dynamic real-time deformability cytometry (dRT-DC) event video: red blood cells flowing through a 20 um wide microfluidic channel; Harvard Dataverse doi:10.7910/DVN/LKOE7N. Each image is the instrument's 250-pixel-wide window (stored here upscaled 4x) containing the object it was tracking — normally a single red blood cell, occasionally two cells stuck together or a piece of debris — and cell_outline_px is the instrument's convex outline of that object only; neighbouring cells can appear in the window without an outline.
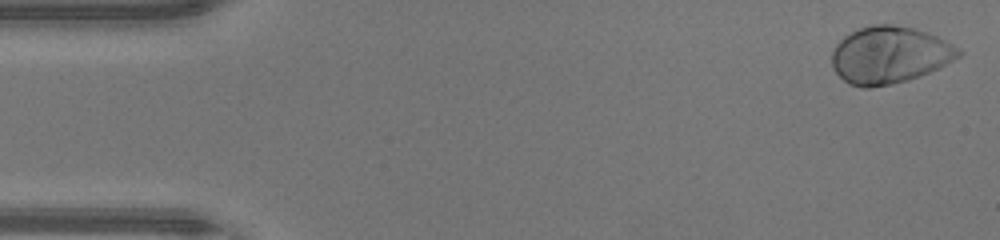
{"species": "human", "species_latin": "Homo sapiens", "temperature_condition": "warm", "stored_images_in_passage": 46, "camera_frame_rate_fps": 3000, "um_per_image_px": 0.085, "donor": {"sex": "male"}, "frame": {"image": 1, "passage_image": 1, "time_ms": 0.0, "image_size_px": [1000, 240], "cell_outline_px": [[964, 52], [960, 56], [928, 72], [908, 80], [892, 84], [868, 88], [864, 88], [848, 84], [832, 68], [832, 52], [836, 44], [844, 36], [860, 28], [872, 24], [892, 24], [912, 28], [928, 32], [952, 44]], "centroid_in_image_um": [75.58, 4.67], "position_along_channel_um": 9.4, "area_um2": 41.91}}
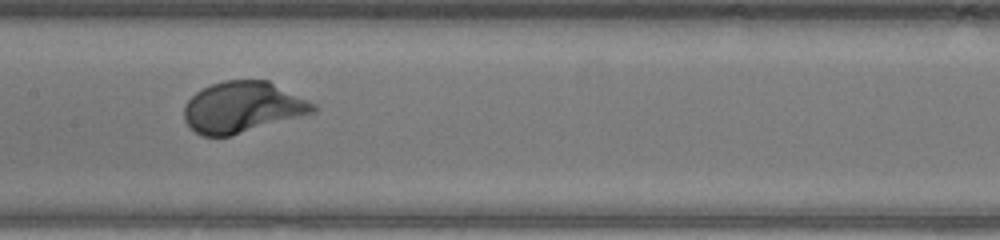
{"frame": {"image": 2, "passage_image": 22, "time_ms": 7.0, "image_size_px": [1000, 240], "cell_outline_px": [[316, 112], [232, 136], [204, 136], [196, 132], [184, 120], [184, 104], [196, 92], [212, 84], [224, 80], [268, 80], [316, 104]], "centroid_in_image_um": [20.63, 9.12], "position_along_channel_um": 186.8, "area_um2": 38.32}}
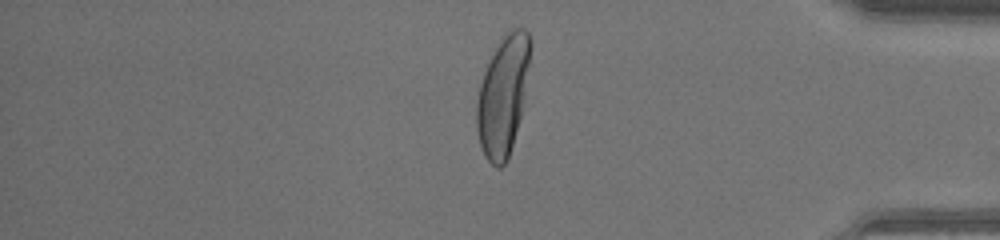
{"frame": {"image": 3, "passage_image": 38, "time_ms": 12.333, "image_size_px": [1000, 240], "cell_outline_px": [[532, 44], [520, 116], [508, 160], [500, 168], [496, 168], [484, 156], [480, 144], [476, 128], [476, 100], [480, 84], [484, 72], [500, 36], [512, 28], [524, 28], [528, 32], [532, 40]], "centroid_in_image_um": [42.74, 8.09], "position_along_channel_um": 392.5, "area_um2": 37.28}, "authors_computed_cell_mechanics": {"area_um2": 38.9283, "velocity_mm_per_s": 4.414, "shape_relaxation_time_tau1_ms": 1.6524, "shape_relaxation_time_tau2_ms": null, "deformation_change_tau1": 0.1525, "deformation_change_tau2": null}}